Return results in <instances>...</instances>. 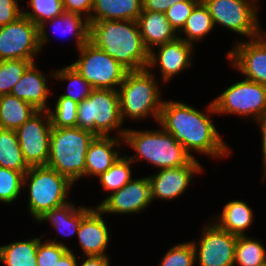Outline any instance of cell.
Returning a JSON list of instances; mask_svg holds the SVG:
<instances>
[{"instance_id": "1", "label": "cell", "mask_w": 266, "mask_h": 266, "mask_svg": "<svg viewBox=\"0 0 266 266\" xmlns=\"http://www.w3.org/2000/svg\"><path fill=\"white\" fill-rule=\"evenodd\" d=\"M205 110L200 111L188 103L164 100L157 123L172 134L191 157L195 158L192 152H197L214 159L226 158L232 150L210 119L216 114L212 101Z\"/></svg>"}, {"instance_id": "2", "label": "cell", "mask_w": 266, "mask_h": 266, "mask_svg": "<svg viewBox=\"0 0 266 266\" xmlns=\"http://www.w3.org/2000/svg\"><path fill=\"white\" fill-rule=\"evenodd\" d=\"M89 41L128 71L141 70L148 66L149 50L144 45L137 21L89 22Z\"/></svg>"}, {"instance_id": "3", "label": "cell", "mask_w": 266, "mask_h": 266, "mask_svg": "<svg viewBox=\"0 0 266 266\" xmlns=\"http://www.w3.org/2000/svg\"><path fill=\"white\" fill-rule=\"evenodd\" d=\"M123 141L136 153L127 156L133 163L143 159L158 169L175 168L189 163L193 157L174 140L172 134L160 129L133 130L127 128Z\"/></svg>"}, {"instance_id": "4", "label": "cell", "mask_w": 266, "mask_h": 266, "mask_svg": "<svg viewBox=\"0 0 266 266\" xmlns=\"http://www.w3.org/2000/svg\"><path fill=\"white\" fill-rule=\"evenodd\" d=\"M155 72L144 68L127 71L118 87L120 115L125 119L140 120L152 117L158 122L163 101Z\"/></svg>"}, {"instance_id": "5", "label": "cell", "mask_w": 266, "mask_h": 266, "mask_svg": "<svg viewBox=\"0 0 266 266\" xmlns=\"http://www.w3.org/2000/svg\"><path fill=\"white\" fill-rule=\"evenodd\" d=\"M96 137L91 131L76 127H52L46 166L66 176L73 184L85 177V158Z\"/></svg>"}, {"instance_id": "6", "label": "cell", "mask_w": 266, "mask_h": 266, "mask_svg": "<svg viewBox=\"0 0 266 266\" xmlns=\"http://www.w3.org/2000/svg\"><path fill=\"white\" fill-rule=\"evenodd\" d=\"M25 186L29 190L28 211L36 222L45 212L70 202L69 191L74 184L56 170L38 166L30 167L24 174V189Z\"/></svg>"}, {"instance_id": "7", "label": "cell", "mask_w": 266, "mask_h": 266, "mask_svg": "<svg viewBox=\"0 0 266 266\" xmlns=\"http://www.w3.org/2000/svg\"><path fill=\"white\" fill-rule=\"evenodd\" d=\"M123 125L117 90L93 89L78 104L76 126L80 129L91 131L96 136H111L115 131L116 137H123L127 129Z\"/></svg>"}, {"instance_id": "8", "label": "cell", "mask_w": 266, "mask_h": 266, "mask_svg": "<svg viewBox=\"0 0 266 266\" xmlns=\"http://www.w3.org/2000/svg\"><path fill=\"white\" fill-rule=\"evenodd\" d=\"M79 58L70 65L93 89L118 90L127 69L90 41L79 50Z\"/></svg>"}, {"instance_id": "9", "label": "cell", "mask_w": 266, "mask_h": 266, "mask_svg": "<svg viewBox=\"0 0 266 266\" xmlns=\"http://www.w3.org/2000/svg\"><path fill=\"white\" fill-rule=\"evenodd\" d=\"M216 115H237L255 121L266 111V86L246 78L212 100Z\"/></svg>"}, {"instance_id": "10", "label": "cell", "mask_w": 266, "mask_h": 266, "mask_svg": "<svg viewBox=\"0 0 266 266\" xmlns=\"http://www.w3.org/2000/svg\"><path fill=\"white\" fill-rule=\"evenodd\" d=\"M207 6L214 25L252 39L260 36L258 0H202Z\"/></svg>"}, {"instance_id": "11", "label": "cell", "mask_w": 266, "mask_h": 266, "mask_svg": "<svg viewBox=\"0 0 266 266\" xmlns=\"http://www.w3.org/2000/svg\"><path fill=\"white\" fill-rule=\"evenodd\" d=\"M209 220L201 230L199 241L192 240L195 264L199 266H235L234 256L238 236L221 229Z\"/></svg>"}, {"instance_id": "12", "label": "cell", "mask_w": 266, "mask_h": 266, "mask_svg": "<svg viewBox=\"0 0 266 266\" xmlns=\"http://www.w3.org/2000/svg\"><path fill=\"white\" fill-rule=\"evenodd\" d=\"M40 52L39 27L26 16L0 27V61L35 60Z\"/></svg>"}, {"instance_id": "13", "label": "cell", "mask_w": 266, "mask_h": 266, "mask_svg": "<svg viewBox=\"0 0 266 266\" xmlns=\"http://www.w3.org/2000/svg\"><path fill=\"white\" fill-rule=\"evenodd\" d=\"M51 119L48 111H37L15 130L29 167L46 166L49 157Z\"/></svg>"}, {"instance_id": "14", "label": "cell", "mask_w": 266, "mask_h": 266, "mask_svg": "<svg viewBox=\"0 0 266 266\" xmlns=\"http://www.w3.org/2000/svg\"><path fill=\"white\" fill-rule=\"evenodd\" d=\"M152 203L148 177L133 178L126 185L105 197L97 207L103 214H139Z\"/></svg>"}, {"instance_id": "15", "label": "cell", "mask_w": 266, "mask_h": 266, "mask_svg": "<svg viewBox=\"0 0 266 266\" xmlns=\"http://www.w3.org/2000/svg\"><path fill=\"white\" fill-rule=\"evenodd\" d=\"M248 40H237L226 56L244 78L266 86V41L261 36Z\"/></svg>"}, {"instance_id": "16", "label": "cell", "mask_w": 266, "mask_h": 266, "mask_svg": "<svg viewBox=\"0 0 266 266\" xmlns=\"http://www.w3.org/2000/svg\"><path fill=\"white\" fill-rule=\"evenodd\" d=\"M194 46L180 37L158 45L156 46L157 50L152 49L149 52L147 68L149 70L154 67L159 68L160 78H162L160 80L163 81V84L169 83L176 75L190 68L193 64Z\"/></svg>"}, {"instance_id": "17", "label": "cell", "mask_w": 266, "mask_h": 266, "mask_svg": "<svg viewBox=\"0 0 266 266\" xmlns=\"http://www.w3.org/2000/svg\"><path fill=\"white\" fill-rule=\"evenodd\" d=\"M203 171V165L196 157L179 167L159 169L156 174L148 176L152 202L156 198L171 201L180 197L191 186L193 177Z\"/></svg>"}, {"instance_id": "18", "label": "cell", "mask_w": 266, "mask_h": 266, "mask_svg": "<svg viewBox=\"0 0 266 266\" xmlns=\"http://www.w3.org/2000/svg\"><path fill=\"white\" fill-rule=\"evenodd\" d=\"M96 206L82 220L76 234L84 256H108L110 230Z\"/></svg>"}, {"instance_id": "19", "label": "cell", "mask_w": 266, "mask_h": 266, "mask_svg": "<svg viewBox=\"0 0 266 266\" xmlns=\"http://www.w3.org/2000/svg\"><path fill=\"white\" fill-rule=\"evenodd\" d=\"M49 76L54 78V71L50 72L49 75H45L34 62L13 86L10 94L31 104L38 111H48L50 107L47 105V101L49 95H51L47 79Z\"/></svg>"}, {"instance_id": "20", "label": "cell", "mask_w": 266, "mask_h": 266, "mask_svg": "<svg viewBox=\"0 0 266 266\" xmlns=\"http://www.w3.org/2000/svg\"><path fill=\"white\" fill-rule=\"evenodd\" d=\"M122 144L123 137L96 136L86 153L85 178L98 177L107 171L121 156L117 148H121Z\"/></svg>"}, {"instance_id": "21", "label": "cell", "mask_w": 266, "mask_h": 266, "mask_svg": "<svg viewBox=\"0 0 266 266\" xmlns=\"http://www.w3.org/2000/svg\"><path fill=\"white\" fill-rule=\"evenodd\" d=\"M53 26L55 32L61 35H72L76 41V47L79 50L89 41V22L86 17L79 13L64 12L61 16L55 17L44 22L39 26V43L42 48L49 42L50 35L46 31L48 24ZM52 28V29H53Z\"/></svg>"}, {"instance_id": "22", "label": "cell", "mask_w": 266, "mask_h": 266, "mask_svg": "<svg viewBox=\"0 0 266 266\" xmlns=\"http://www.w3.org/2000/svg\"><path fill=\"white\" fill-rule=\"evenodd\" d=\"M137 24L144 45L149 52L156 49V46L178 37V33L165 17V13L142 11L137 19Z\"/></svg>"}, {"instance_id": "23", "label": "cell", "mask_w": 266, "mask_h": 266, "mask_svg": "<svg viewBox=\"0 0 266 266\" xmlns=\"http://www.w3.org/2000/svg\"><path fill=\"white\" fill-rule=\"evenodd\" d=\"M94 207L76 206L71 200L65 205L53 208L45 212L39 217L36 222L43 223L49 222L54 230L62 236L70 237L77 234L81 220L93 209ZM59 232V233H58Z\"/></svg>"}, {"instance_id": "24", "label": "cell", "mask_w": 266, "mask_h": 266, "mask_svg": "<svg viewBox=\"0 0 266 266\" xmlns=\"http://www.w3.org/2000/svg\"><path fill=\"white\" fill-rule=\"evenodd\" d=\"M142 10V0H93V8L88 22L102 20L137 21Z\"/></svg>"}, {"instance_id": "25", "label": "cell", "mask_w": 266, "mask_h": 266, "mask_svg": "<svg viewBox=\"0 0 266 266\" xmlns=\"http://www.w3.org/2000/svg\"><path fill=\"white\" fill-rule=\"evenodd\" d=\"M254 212L249 204L241 200L226 203L222 212L214 218V222L225 231L236 236L246 235L247 230L254 223Z\"/></svg>"}, {"instance_id": "26", "label": "cell", "mask_w": 266, "mask_h": 266, "mask_svg": "<svg viewBox=\"0 0 266 266\" xmlns=\"http://www.w3.org/2000/svg\"><path fill=\"white\" fill-rule=\"evenodd\" d=\"M38 110L11 94L0 95V129L16 130Z\"/></svg>"}, {"instance_id": "27", "label": "cell", "mask_w": 266, "mask_h": 266, "mask_svg": "<svg viewBox=\"0 0 266 266\" xmlns=\"http://www.w3.org/2000/svg\"><path fill=\"white\" fill-rule=\"evenodd\" d=\"M214 28L215 25L208 8L200 0L191 11L184 27L178 32V37L194 45V43L203 41Z\"/></svg>"}, {"instance_id": "28", "label": "cell", "mask_w": 266, "mask_h": 266, "mask_svg": "<svg viewBox=\"0 0 266 266\" xmlns=\"http://www.w3.org/2000/svg\"><path fill=\"white\" fill-rule=\"evenodd\" d=\"M43 236L0 245V262L5 266H37V248Z\"/></svg>"}, {"instance_id": "29", "label": "cell", "mask_w": 266, "mask_h": 266, "mask_svg": "<svg viewBox=\"0 0 266 266\" xmlns=\"http://www.w3.org/2000/svg\"><path fill=\"white\" fill-rule=\"evenodd\" d=\"M0 167L26 173L27 165L15 130L0 129Z\"/></svg>"}, {"instance_id": "30", "label": "cell", "mask_w": 266, "mask_h": 266, "mask_svg": "<svg viewBox=\"0 0 266 266\" xmlns=\"http://www.w3.org/2000/svg\"><path fill=\"white\" fill-rule=\"evenodd\" d=\"M256 238L242 235L236 242L234 265L262 266L266 264V248Z\"/></svg>"}, {"instance_id": "31", "label": "cell", "mask_w": 266, "mask_h": 266, "mask_svg": "<svg viewBox=\"0 0 266 266\" xmlns=\"http://www.w3.org/2000/svg\"><path fill=\"white\" fill-rule=\"evenodd\" d=\"M131 164L133 165V162L124 154L107 171L98 176L103 190L110 195L126 185L133 177Z\"/></svg>"}, {"instance_id": "32", "label": "cell", "mask_w": 266, "mask_h": 266, "mask_svg": "<svg viewBox=\"0 0 266 266\" xmlns=\"http://www.w3.org/2000/svg\"><path fill=\"white\" fill-rule=\"evenodd\" d=\"M54 79L68 82L67 91L61 96L70 98L78 104L93 90L92 86L70 64L54 71Z\"/></svg>"}, {"instance_id": "33", "label": "cell", "mask_w": 266, "mask_h": 266, "mask_svg": "<svg viewBox=\"0 0 266 266\" xmlns=\"http://www.w3.org/2000/svg\"><path fill=\"white\" fill-rule=\"evenodd\" d=\"M27 4L31 11L23 8V15L38 27L65 12L62 0H29Z\"/></svg>"}, {"instance_id": "34", "label": "cell", "mask_w": 266, "mask_h": 266, "mask_svg": "<svg viewBox=\"0 0 266 266\" xmlns=\"http://www.w3.org/2000/svg\"><path fill=\"white\" fill-rule=\"evenodd\" d=\"M35 60L11 59L0 61V95L10 94L26 69Z\"/></svg>"}, {"instance_id": "35", "label": "cell", "mask_w": 266, "mask_h": 266, "mask_svg": "<svg viewBox=\"0 0 266 266\" xmlns=\"http://www.w3.org/2000/svg\"><path fill=\"white\" fill-rule=\"evenodd\" d=\"M57 97L55 107L48 109L52 127H76L78 103L61 95Z\"/></svg>"}, {"instance_id": "36", "label": "cell", "mask_w": 266, "mask_h": 266, "mask_svg": "<svg viewBox=\"0 0 266 266\" xmlns=\"http://www.w3.org/2000/svg\"><path fill=\"white\" fill-rule=\"evenodd\" d=\"M23 180L24 173L0 167V202L12 204L19 200Z\"/></svg>"}, {"instance_id": "37", "label": "cell", "mask_w": 266, "mask_h": 266, "mask_svg": "<svg viewBox=\"0 0 266 266\" xmlns=\"http://www.w3.org/2000/svg\"><path fill=\"white\" fill-rule=\"evenodd\" d=\"M57 238L40 241L37 248V266H55L59 259L70 249Z\"/></svg>"}, {"instance_id": "38", "label": "cell", "mask_w": 266, "mask_h": 266, "mask_svg": "<svg viewBox=\"0 0 266 266\" xmlns=\"http://www.w3.org/2000/svg\"><path fill=\"white\" fill-rule=\"evenodd\" d=\"M195 251L192 242L173 245L160 261L159 266H195Z\"/></svg>"}, {"instance_id": "39", "label": "cell", "mask_w": 266, "mask_h": 266, "mask_svg": "<svg viewBox=\"0 0 266 266\" xmlns=\"http://www.w3.org/2000/svg\"><path fill=\"white\" fill-rule=\"evenodd\" d=\"M200 0H185L175 3L165 12V17L178 33L190 16L191 11Z\"/></svg>"}, {"instance_id": "40", "label": "cell", "mask_w": 266, "mask_h": 266, "mask_svg": "<svg viewBox=\"0 0 266 266\" xmlns=\"http://www.w3.org/2000/svg\"><path fill=\"white\" fill-rule=\"evenodd\" d=\"M18 0H0V27L16 21L23 15Z\"/></svg>"}, {"instance_id": "41", "label": "cell", "mask_w": 266, "mask_h": 266, "mask_svg": "<svg viewBox=\"0 0 266 266\" xmlns=\"http://www.w3.org/2000/svg\"><path fill=\"white\" fill-rule=\"evenodd\" d=\"M64 11L67 13H79L90 18L93 8V0H62Z\"/></svg>"}, {"instance_id": "42", "label": "cell", "mask_w": 266, "mask_h": 266, "mask_svg": "<svg viewBox=\"0 0 266 266\" xmlns=\"http://www.w3.org/2000/svg\"><path fill=\"white\" fill-rule=\"evenodd\" d=\"M185 0H142L143 10L142 11H154L165 13L168 8L173 6L177 2Z\"/></svg>"}, {"instance_id": "43", "label": "cell", "mask_w": 266, "mask_h": 266, "mask_svg": "<svg viewBox=\"0 0 266 266\" xmlns=\"http://www.w3.org/2000/svg\"><path fill=\"white\" fill-rule=\"evenodd\" d=\"M256 124H258L259 128H260V133H261V137H262V179L263 181L266 179V111L260 116L258 117L255 121Z\"/></svg>"}, {"instance_id": "44", "label": "cell", "mask_w": 266, "mask_h": 266, "mask_svg": "<svg viewBox=\"0 0 266 266\" xmlns=\"http://www.w3.org/2000/svg\"><path fill=\"white\" fill-rule=\"evenodd\" d=\"M82 262H78L77 266H111L108 256H84Z\"/></svg>"}, {"instance_id": "45", "label": "cell", "mask_w": 266, "mask_h": 266, "mask_svg": "<svg viewBox=\"0 0 266 266\" xmlns=\"http://www.w3.org/2000/svg\"><path fill=\"white\" fill-rule=\"evenodd\" d=\"M78 257L69 249L56 263L55 266H77Z\"/></svg>"}, {"instance_id": "46", "label": "cell", "mask_w": 266, "mask_h": 266, "mask_svg": "<svg viewBox=\"0 0 266 266\" xmlns=\"http://www.w3.org/2000/svg\"><path fill=\"white\" fill-rule=\"evenodd\" d=\"M264 31L265 30L262 27L260 36L266 41V31L265 32Z\"/></svg>"}]
</instances>
